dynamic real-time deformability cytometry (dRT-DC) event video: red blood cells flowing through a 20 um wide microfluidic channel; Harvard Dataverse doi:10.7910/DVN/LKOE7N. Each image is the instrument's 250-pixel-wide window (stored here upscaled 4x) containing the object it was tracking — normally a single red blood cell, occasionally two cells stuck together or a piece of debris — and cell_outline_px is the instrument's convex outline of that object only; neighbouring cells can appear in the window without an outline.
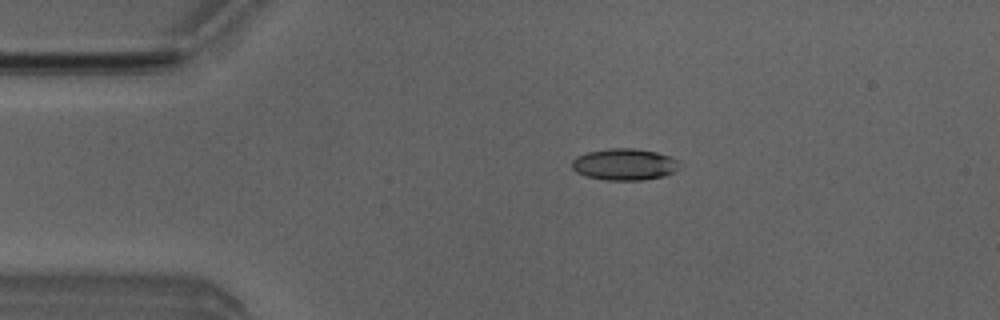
{"species": "Egyptian fruit bat (a non-hibernating species)", "species_latin": "Rousettus aegyptiacus", "temperature_condition": "room temperature", "stored_images_in_passage": 4, "camera_frame_rate_fps": 3000, "um_per_image_px": 0.085, "animal": {"sex": "male"}, "frame": {"image": 1, "passage_image": 3, "time_ms": 2.333, "image_size_px": [1000, 320], "cell_outline_px": [[680, 168], [676, 172], [664, 176], [644, 180], [604, 180], [584, 176], [576, 172], [572, 168], [572, 160], [576, 156], [588, 152], [608, 148], [636, 148], [656, 152], [668, 156], [676, 160], [680, 164]], "centroid_in_image_um": [53.07, 13.98], "position_along_channel_um": 31.9, "area_um2": 20.06}}